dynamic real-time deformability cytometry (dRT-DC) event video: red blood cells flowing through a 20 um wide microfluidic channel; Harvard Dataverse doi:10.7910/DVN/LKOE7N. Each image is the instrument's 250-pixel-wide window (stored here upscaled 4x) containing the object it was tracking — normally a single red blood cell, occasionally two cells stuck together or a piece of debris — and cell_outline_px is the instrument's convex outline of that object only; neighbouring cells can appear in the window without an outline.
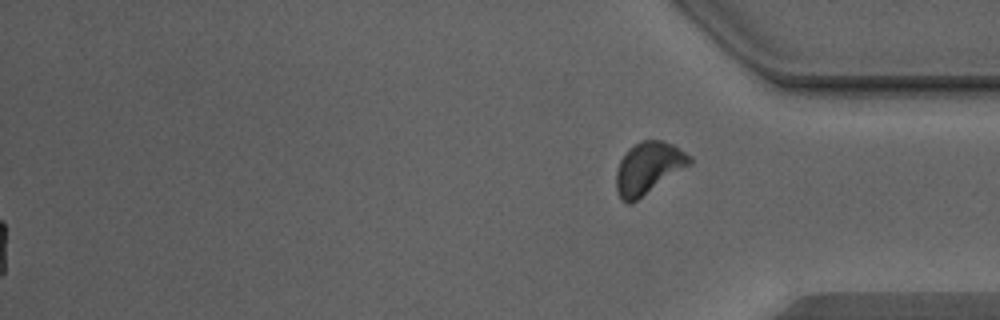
{"species": "Egyptian fruit bat (a non-hibernating species)", "species_latin": "Rousettus aegyptiacus", "temperature_condition": "warm", "stored_images_in_passage": 49, "segment_of_instrument_passage": [2, 2], "camera_frame_rate_fps": 3000, "um_per_image_px": 0.085, "animal": {"sex": "male"}, "frame": {"image": 1, "passage_image": 49, "time_ms": 16.0, "image_size_px": [1000, 320], "cell_outline_px": [[692, 164], [636, 200], [628, 204], [620, 200], [616, 188], [616, 172], [620, 160], [636, 144], [644, 140], [664, 140], [680, 148], [692, 156]], "centroid_in_image_um": [55.14, 14.28], "position_along_channel_um": 380.1, "area_um2": 21.96}}